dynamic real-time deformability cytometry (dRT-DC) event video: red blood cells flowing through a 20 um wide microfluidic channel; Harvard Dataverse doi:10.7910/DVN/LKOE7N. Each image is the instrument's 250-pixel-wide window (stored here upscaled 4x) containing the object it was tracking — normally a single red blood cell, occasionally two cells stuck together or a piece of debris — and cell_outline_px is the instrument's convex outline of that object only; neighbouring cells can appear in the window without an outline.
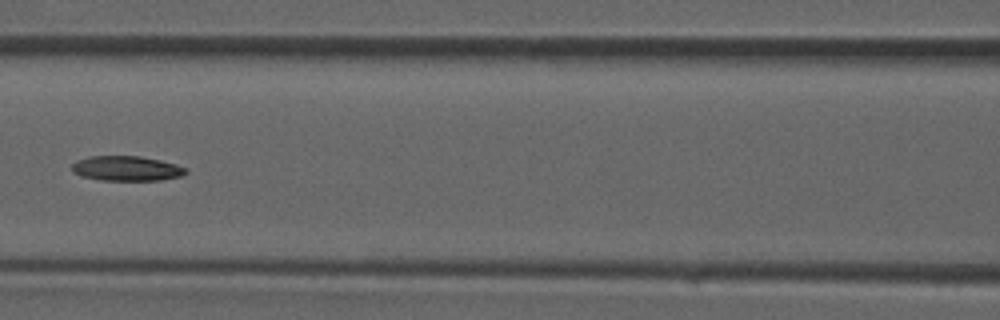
{"species": "common noctule bat (a hibernating species)", "species_latin": "Nyctalus noctula", "temperature_condition": "room temperature", "stored_images_in_passage": 21, "camera_frame_rate_fps": 3000, "um_per_image_px": 0.085, "animal": {"sex": "male", "forearm_length_mm": 52.5}, "frame": {"image": 1, "passage_image": 15, "time_ms": 4.667, "image_size_px": [1000, 320], "cell_outline_px": [[188, 172], [180, 176], [160, 180], [100, 180], [80, 176], [72, 172], [72, 164], [76, 160], [88, 156], [140, 156], [160, 160], [176, 164], [188, 168]], "centroid_in_image_um": [10.74, 14.31], "position_along_channel_um": 155.9, "area_um2": 16.65}}
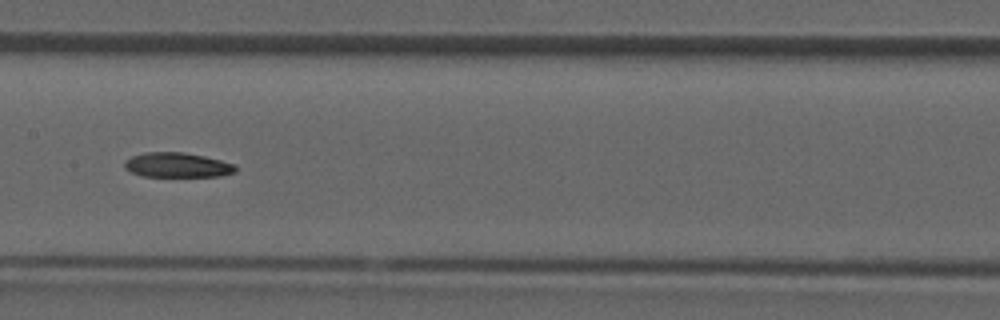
{"frame": {"image": 2, "passage_image": 17, "time_ms": 5.333, "image_size_px": [1000, 320], "cell_outline_px": [[236, 172], [220, 176], [144, 176], [132, 172], [124, 168], [124, 160], [132, 156], [144, 152], [184, 152], [204, 156], [236, 164]], "centroid_in_image_um": [15.07, 14.02], "position_along_channel_um": 192.3, "area_um2": 16.01}}